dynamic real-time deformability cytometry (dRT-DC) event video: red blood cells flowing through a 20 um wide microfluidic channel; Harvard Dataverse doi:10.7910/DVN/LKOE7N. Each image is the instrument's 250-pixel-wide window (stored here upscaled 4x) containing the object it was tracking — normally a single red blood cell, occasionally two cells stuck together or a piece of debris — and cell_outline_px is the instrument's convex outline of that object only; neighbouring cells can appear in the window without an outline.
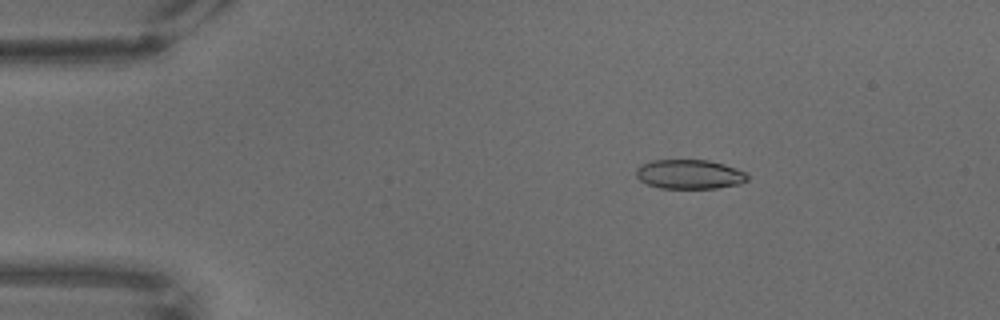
{"species": "common noctule bat (a hibernating species)", "species_latin": "Nyctalus noctula", "temperature_condition": "warm", "stored_images_in_passage": 60, "camera_frame_rate_fps": 3000, "um_per_image_px": 0.085, "animal": {"sex": "male", "body_mass_g": 18.8}, "frame": {"image": 1, "passage_image": 3, "time_ms": 0.667, "image_size_px": [1000, 320], "cell_outline_px": [[748, 180], [740, 184], [716, 188], [660, 188], [648, 184], [640, 180], [636, 176], [636, 168], [640, 164], [652, 160], [708, 160], [724, 164], [748, 172]], "centroid_in_image_um": [58.62, 14.81], "position_along_channel_um": 26.4, "area_um2": 19.19}}
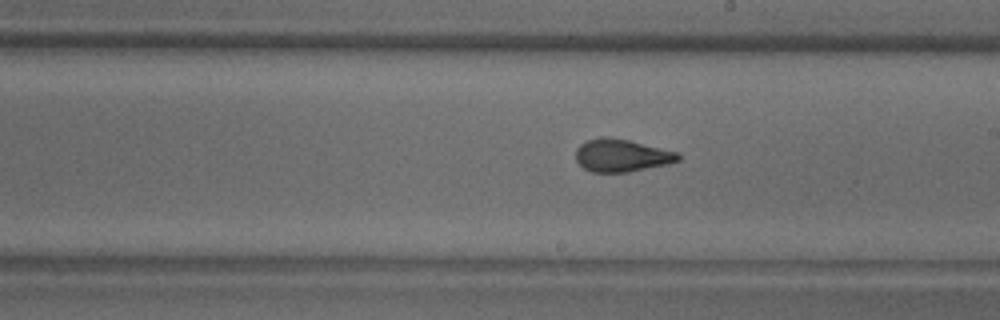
{"frame": {"image": 2, "passage_image": 31, "time_ms": 10.0, "image_size_px": [1000, 320], "cell_outline_px": [[680, 160], [668, 164], [628, 172], [592, 172], [584, 168], [576, 160], [576, 148], [580, 144], [588, 140], [600, 136], [608, 136], [628, 140], [680, 152]], "centroid_in_image_um": [52.85, 13.2], "position_along_channel_um": 236.2, "area_um2": 19.59}}
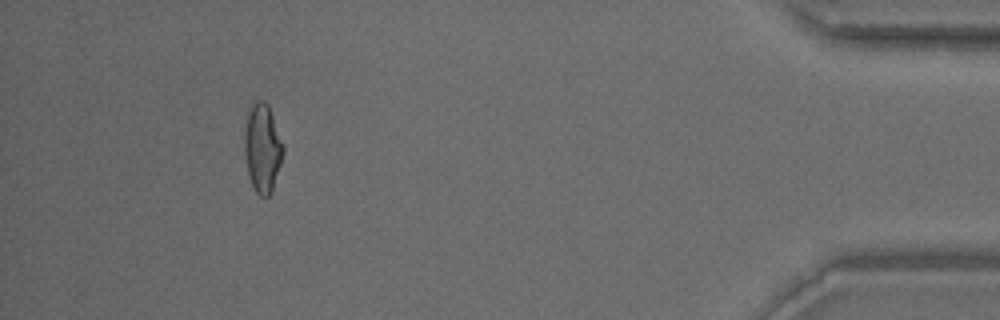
{"frame": {"image": 3, "passage_image": 55, "time_ms": 18.0, "image_size_px": [1000, 320], "cell_outline_px": [[284, 152], [272, 188], [268, 196], [260, 196], [252, 188], [248, 176], [244, 156], [244, 132], [248, 112], [252, 104], [256, 100], [264, 100], [268, 104], [284, 144]], "centroid_in_image_um": [22.29, 12.56], "position_along_channel_um": 412.9, "area_um2": 20.11}}